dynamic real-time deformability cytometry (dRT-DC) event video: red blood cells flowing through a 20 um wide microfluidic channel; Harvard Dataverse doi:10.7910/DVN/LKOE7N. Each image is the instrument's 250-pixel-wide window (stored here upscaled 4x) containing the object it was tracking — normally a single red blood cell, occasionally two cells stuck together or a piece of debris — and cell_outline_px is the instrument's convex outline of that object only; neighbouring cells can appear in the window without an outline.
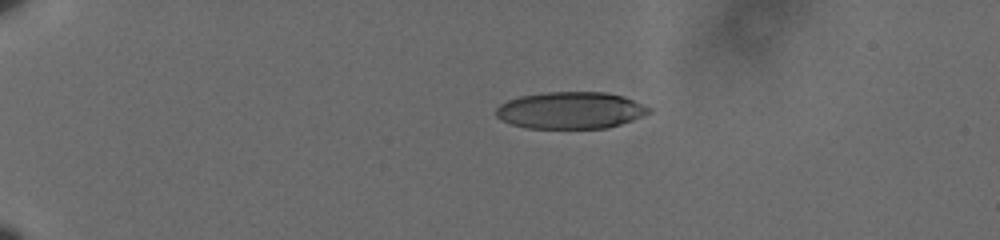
{"species": "human", "species_latin": "Homo sapiens", "temperature_condition": "cold", "stored_images_in_passage": 37, "camera_frame_rate_fps": 3000, "um_per_image_px": 0.085, "donor": {"sex": "male"}, "frame": {"image": 1, "passage_image": 1, "time_ms": 0.0, "image_size_px": [1000, 240], "cell_outline_px": [[652, 112], [632, 120], [608, 128], [524, 128], [500, 120], [496, 116], [496, 108], [500, 104], [508, 100], [520, 96], [544, 92], [604, 92], [624, 96], [652, 108]], "centroid_in_image_um": [48.49, 9.38], "position_along_channel_um": 36.5, "area_um2": 33.0}}
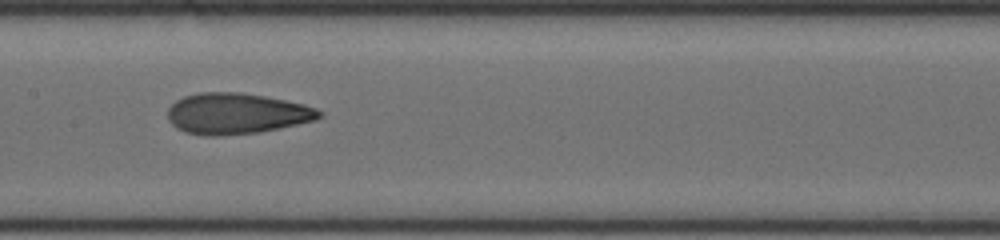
{"frame": {"image": 2, "passage_image": 20, "time_ms": 6.333, "image_size_px": [1000, 240], "cell_outline_px": [[324, 116], [316, 120], [260, 132], [216, 136], [208, 136], [184, 132], [176, 128], [168, 120], [168, 108], [176, 100], [184, 96], [200, 92], [240, 92], [264, 96], [304, 104], [316, 108], [324, 112]], "centroid_in_image_um": [20.11, 9.65], "position_along_channel_um": 187.3, "area_um2": 36.3}}
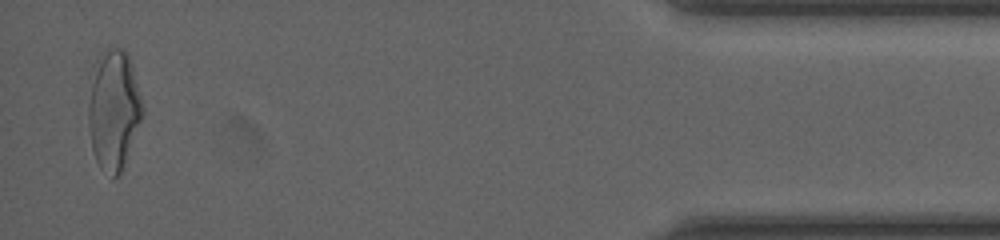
{"frame": {"image": 3, "passage_image": 37, "time_ms": 12.0, "image_size_px": [1000, 240], "cell_outline_px": [[144, 112], [120, 172], [112, 180], [100, 168], [96, 160], [92, 148], [88, 124], [88, 108], [92, 84], [96, 72], [104, 56], [112, 48], [124, 48], [128, 52], [144, 108]], "centroid_in_image_um": [9.69, 9.43], "position_along_channel_um": 425.5, "area_um2": 36.41}, "authors_computed_cell_mechanics": {"area_um2": 35.0846, "velocity_mm_per_s": 3.6118, "shape_relaxation_time_tau1_ms": 8.6732, "shape_relaxation_time_tau2_ms": 2.1705, "deformation_change_tau1": 0.2244, "deformation_change_tau2": 0.1085}}